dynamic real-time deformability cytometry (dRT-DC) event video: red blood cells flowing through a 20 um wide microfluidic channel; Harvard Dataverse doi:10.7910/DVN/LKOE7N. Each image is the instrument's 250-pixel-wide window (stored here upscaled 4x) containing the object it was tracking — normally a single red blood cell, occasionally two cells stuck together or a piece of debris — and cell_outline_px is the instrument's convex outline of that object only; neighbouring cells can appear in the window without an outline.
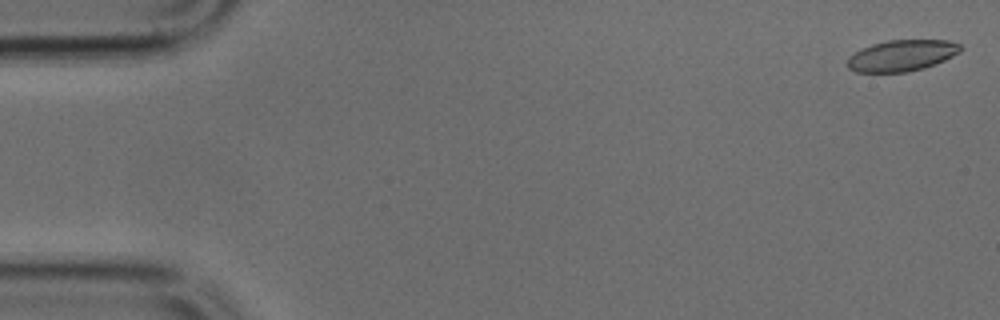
{"species": "common noctule bat (a hibernating species)", "species_latin": "Nyctalus noctula", "temperature_condition": "cold", "stored_images_in_passage": 49, "camera_frame_rate_fps": 3000, "um_per_image_px": 0.085, "animal": {"sex": "male", "body_mass_g": 17.9, "forearm_length_mm": 54.2}, "frame": {"image": 1, "passage_image": 1, "time_ms": 0.0, "image_size_px": [1000, 320], "cell_outline_px": [[964, 48], [960, 52], [944, 60], [924, 68], [908, 72], [856, 72], [848, 68], [848, 56], [872, 44], [888, 40], [948, 40], [960, 44]], "centroid_in_image_um": [76.68, 4.72], "position_along_channel_um": 8.3, "area_um2": 20.52}}
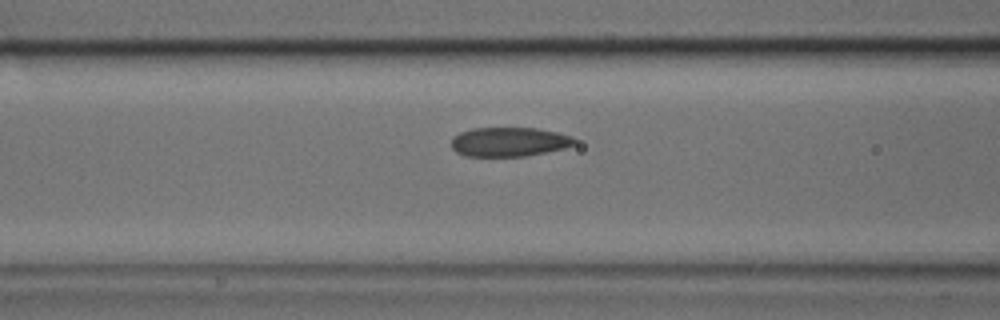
{"frame": {"image": 2, "passage_image": 19, "time_ms": 6.0, "image_size_px": [1000, 320], "cell_outline_px": [[576, 144], [564, 148], [528, 156], [464, 156], [456, 152], [452, 148], [452, 136], [460, 132], [472, 128], [536, 128], [556, 132], [572, 136], [576, 140]], "centroid_in_image_um": [43.26, 12.06], "position_along_channel_um": 123.3, "area_um2": 21.1}}
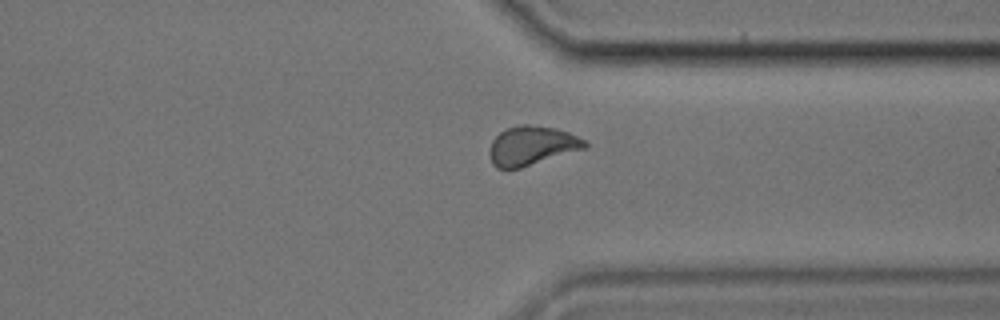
{"frame": {"image": 3, "passage_image": 37, "time_ms": 12.0, "image_size_px": [1000, 320], "cell_outline_px": [[588, 148], [520, 168], [496, 168], [492, 164], [488, 152], [492, 140], [504, 128], [520, 124], [528, 124], [556, 128], [568, 132], [584, 140], [588, 144]], "centroid_in_image_um": [45.19, 12.38], "position_along_channel_um": 366.2, "area_um2": 21.96}}